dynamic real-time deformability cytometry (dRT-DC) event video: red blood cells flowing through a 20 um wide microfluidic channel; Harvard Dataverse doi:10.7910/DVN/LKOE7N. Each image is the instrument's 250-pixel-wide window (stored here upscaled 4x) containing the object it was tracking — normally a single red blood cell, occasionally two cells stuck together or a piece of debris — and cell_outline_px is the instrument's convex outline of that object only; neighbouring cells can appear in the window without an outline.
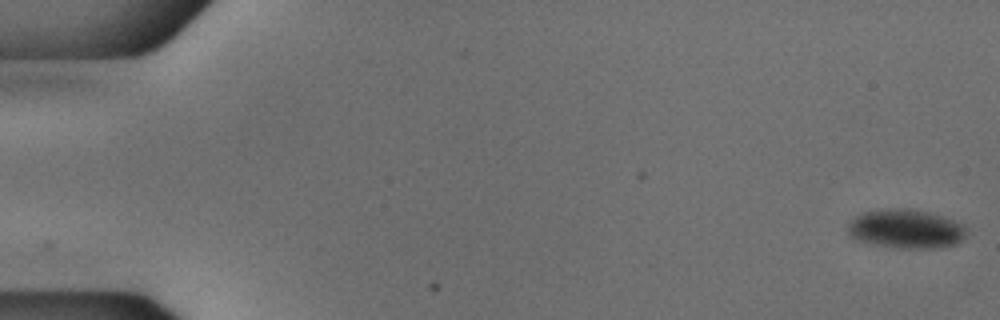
{"species": "common noctule bat (a hibernating species)", "species_latin": "Nyctalus noctula", "temperature_condition": "cold", "stored_images_in_passage": 54, "camera_frame_rate_fps": 3000, "um_per_image_px": 0.085, "animal": {"sex": "male", "body_mass_g": 18.8}, "frame": {"image": 1, "passage_image": 1, "time_ms": 0.0, "image_size_px": [1000, 320], "cell_outline_px": [[968, 232], [956, 244], [940, 248], [896, 248], [872, 244], [848, 236], [848, 224], [860, 212], [888, 208], [912, 208], [944, 216], [964, 224]], "centroid_in_image_um": [77.01, 19.44], "position_along_channel_um": 8.0, "area_um2": 27.34}}
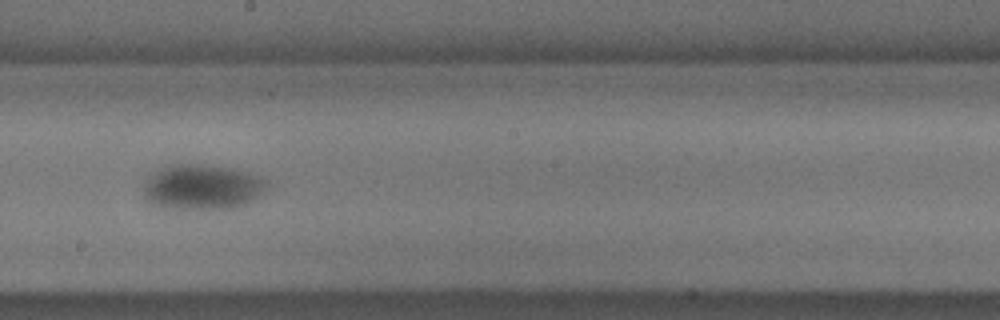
{"frame": {"image": 2, "passage_image": 31, "time_ms": 10.0, "image_size_px": [1000, 320], "cell_outline_px": [[272, 184], [264, 192], [252, 200], [244, 204], [232, 208], [168, 208], [152, 204], [144, 200], [144, 188], [148, 180], [156, 172], [168, 164], [200, 164], [232, 168], [248, 172], [260, 176], [268, 180]], "centroid_in_image_um": [17.25, 15.89], "position_along_channel_um": 231.0, "area_um2": 32.43}}
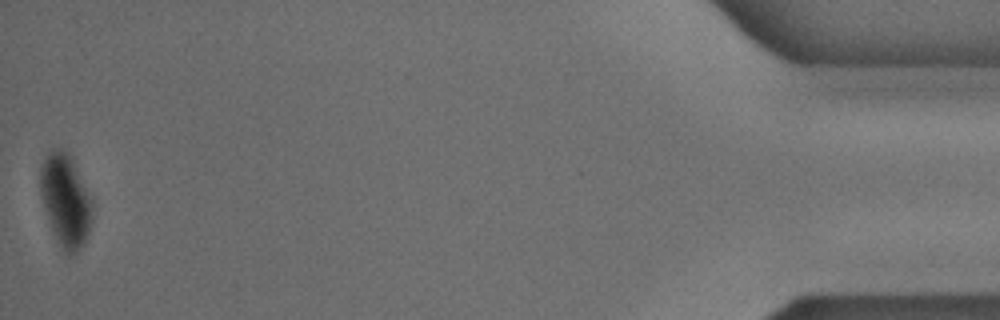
{"frame": {"image": 3, "passage_image": 54, "time_ms": 17.667, "image_size_px": [1000, 320], "cell_outline_px": [[92, 224], [84, 244], [72, 256], [68, 256], [60, 248], [52, 228], [40, 192], [40, 168], [48, 152], [52, 148], [60, 148], [68, 152], [72, 156], [92, 196]], "centroid_in_image_um": [5.61, 17.01], "position_along_channel_um": 429.6, "area_um2": 28.44}}